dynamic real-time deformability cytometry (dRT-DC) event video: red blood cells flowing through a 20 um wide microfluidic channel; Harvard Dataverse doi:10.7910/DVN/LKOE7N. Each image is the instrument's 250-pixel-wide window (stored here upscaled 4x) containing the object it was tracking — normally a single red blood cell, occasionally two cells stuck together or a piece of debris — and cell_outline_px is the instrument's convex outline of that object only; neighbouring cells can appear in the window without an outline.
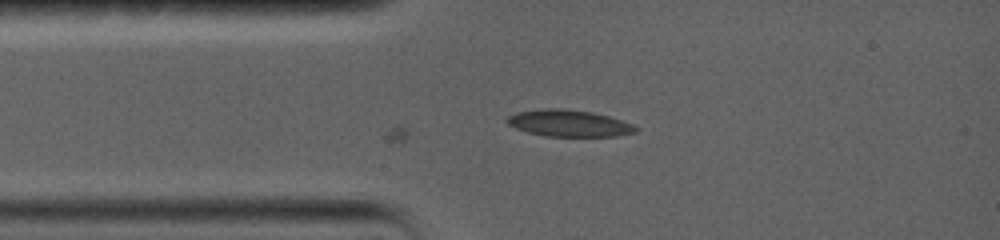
{"species": "common noctule bat (a hibernating species)", "species_latin": "Nyctalus noctula", "temperature_condition": "warm", "stored_images_in_passage": 47, "camera_frame_rate_fps": 5000, "um_per_image_px": 0.085, "animal": {"sex": "female", "body_mass_g": 19.0, "forearm_length_mm": 56.7}, "frame": {"image": 1, "passage_image": 1, "time_ms": 0.0, "image_size_px": [1000, 240], "cell_outline_px": [[636, 132], [616, 136], [544, 136], [528, 132], [516, 128], [508, 124], [504, 120], [508, 116], [516, 112], [544, 108], [564, 108], [592, 112], [608, 116], [632, 124], [636, 128]], "centroid_in_image_um": [48.31, 10.47], "position_along_channel_um": 36.7, "area_um2": 19.94}}
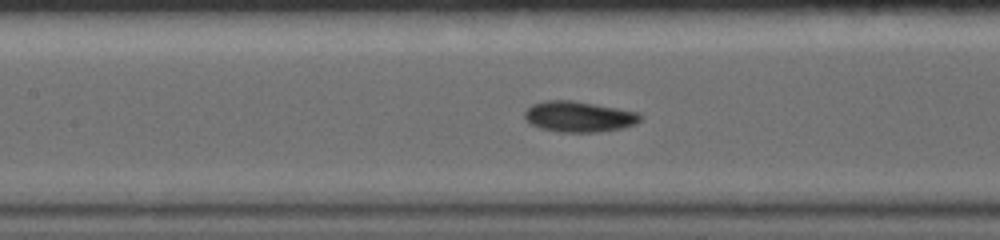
{"frame": {"image": 2, "passage_image": 24, "time_ms": 3.6, "image_size_px": [1000, 240], "cell_outline_px": [[640, 120], [636, 124], [624, 128], [596, 132], [560, 132], [540, 128], [532, 124], [524, 116], [524, 112], [532, 104], [544, 100], [572, 100], [640, 112]], "centroid_in_image_um": [49.22, 9.91], "position_along_channel_um": 158.2, "area_um2": 20.69}}
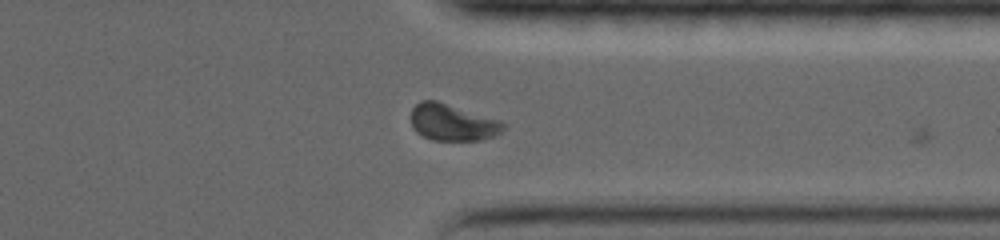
{"frame": {"image": 3, "passage_image": 41, "time_ms": 9.6, "image_size_px": [1000, 240], "cell_outline_px": [[508, 124], [496, 136], [480, 140], [432, 140], [416, 132], [412, 128], [408, 116], [412, 108], [420, 100], [436, 100], [500, 120]], "centroid_in_image_um": [38.42, 10.4], "position_along_channel_um": 373.0, "area_um2": 20.06}, "authors_computed_cell_mechanics": {"area_um2": 20.2878, "velocity_mm_per_s": 3.5782, "shape_relaxation_time_tau1_ms": 5.4975, "shape_relaxation_time_tau2_ms": null, "deformation_change_tau1": 0.1407, "deformation_change_tau2": null}}